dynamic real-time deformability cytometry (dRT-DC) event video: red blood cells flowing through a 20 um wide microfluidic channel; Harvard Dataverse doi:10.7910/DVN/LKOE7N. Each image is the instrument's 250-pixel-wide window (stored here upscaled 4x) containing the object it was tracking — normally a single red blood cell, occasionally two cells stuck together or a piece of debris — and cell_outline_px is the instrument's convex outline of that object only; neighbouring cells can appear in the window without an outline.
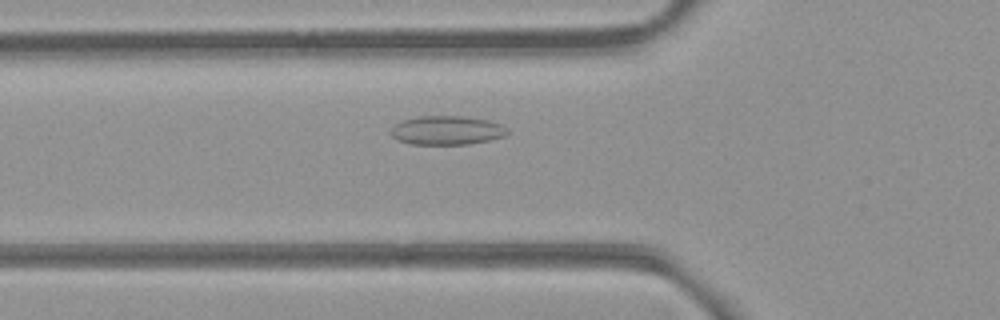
{"species": "common noctule bat (a hibernating species)", "species_latin": "Nyctalus noctula", "temperature_condition": "room temperature", "stored_images_in_passage": 45, "camera_frame_rate_fps": 3000, "um_per_image_px": 0.085, "animal": {"sex": "female", "body_mass_g": 21.9}, "frame": {"image": 1, "passage_image": 13, "time_ms": 4.0, "image_size_px": [1000, 320], "cell_outline_px": [[508, 132], [504, 136], [488, 140], [468, 144], [412, 144], [396, 140], [388, 132], [396, 124], [404, 120], [420, 116], [464, 116], [488, 120], [500, 124], [508, 128]], "centroid_in_image_um": [37.97, 11.08], "position_along_channel_um": 87.8, "area_um2": 19.59}}
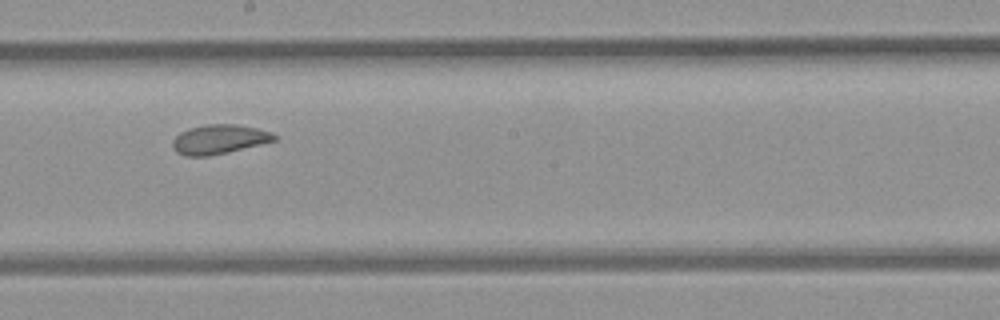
{"frame": {"image": 2, "passage_image": 24, "time_ms": 7.667, "image_size_px": [1000, 320], "cell_outline_px": [[276, 140], [228, 152], [208, 156], [184, 156], [176, 152], [172, 148], [172, 140], [180, 132], [188, 128], [204, 124], [236, 124], [256, 128], [272, 132], [276, 136]], "centroid_in_image_um": [18.58, 11.84], "position_along_channel_um": 229.6, "area_um2": 17.46}}
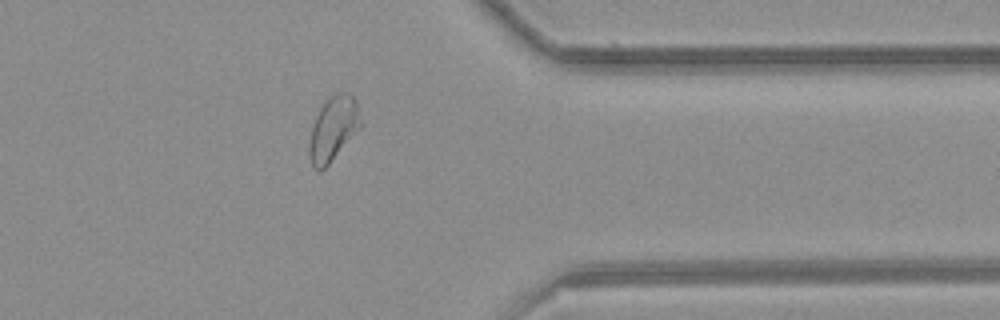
{"frame": {"image": 3, "passage_image": 37, "time_ms": 12.0, "image_size_px": [1000, 320], "cell_outline_px": [[360, 128], [328, 164], [320, 172], [312, 168], [308, 152], [308, 144], [312, 124], [324, 100], [328, 96], [336, 92], [348, 92], [356, 100], [360, 120]], "centroid_in_image_um": [28.28, 10.93], "position_along_channel_um": 383.1, "area_um2": 19.36}}